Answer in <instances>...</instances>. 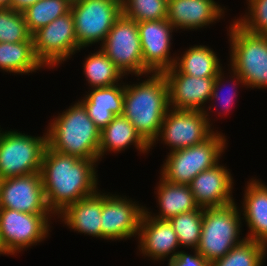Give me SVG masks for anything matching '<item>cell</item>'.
Here are the masks:
<instances>
[{"instance_id":"cell-12","label":"cell","mask_w":267,"mask_h":266,"mask_svg":"<svg viewBox=\"0 0 267 266\" xmlns=\"http://www.w3.org/2000/svg\"><path fill=\"white\" fill-rule=\"evenodd\" d=\"M207 112L169 108L156 140L164 141L170 152L203 142L214 132Z\"/></svg>"},{"instance_id":"cell-27","label":"cell","mask_w":267,"mask_h":266,"mask_svg":"<svg viewBox=\"0 0 267 266\" xmlns=\"http://www.w3.org/2000/svg\"><path fill=\"white\" fill-rule=\"evenodd\" d=\"M83 65L86 80L91 88L116 85L124 76L101 49L89 54Z\"/></svg>"},{"instance_id":"cell-31","label":"cell","mask_w":267,"mask_h":266,"mask_svg":"<svg viewBox=\"0 0 267 266\" xmlns=\"http://www.w3.org/2000/svg\"><path fill=\"white\" fill-rule=\"evenodd\" d=\"M122 14L136 22L167 18L168 0H121Z\"/></svg>"},{"instance_id":"cell-25","label":"cell","mask_w":267,"mask_h":266,"mask_svg":"<svg viewBox=\"0 0 267 266\" xmlns=\"http://www.w3.org/2000/svg\"><path fill=\"white\" fill-rule=\"evenodd\" d=\"M179 57H175L173 68L181 74L194 77H216L222 70L215 51L205 45H194Z\"/></svg>"},{"instance_id":"cell-37","label":"cell","mask_w":267,"mask_h":266,"mask_svg":"<svg viewBox=\"0 0 267 266\" xmlns=\"http://www.w3.org/2000/svg\"><path fill=\"white\" fill-rule=\"evenodd\" d=\"M11 0H0V9L1 8H10Z\"/></svg>"},{"instance_id":"cell-6","label":"cell","mask_w":267,"mask_h":266,"mask_svg":"<svg viewBox=\"0 0 267 266\" xmlns=\"http://www.w3.org/2000/svg\"><path fill=\"white\" fill-rule=\"evenodd\" d=\"M226 141L222 133L214 131L201 143L170 152L162 166L161 178L171 183L189 185L200 172L219 163Z\"/></svg>"},{"instance_id":"cell-19","label":"cell","mask_w":267,"mask_h":266,"mask_svg":"<svg viewBox=\"0 0 267 266\" xmlns=\"http://www.w3.org/2000/svg\"><path fill=\"white\" fill-rule=\"evenodd\" d=\"M224 10L214 0H168L166 19L174 29H198L218 21Z\"/></svg>"},{"instance_id":"cell-29","label":"cell","mask_w":267,"mask_h":266,"mask_svg":"<svg viewBox=\"0 0 267 266\" xmlns=\"http://www.w3.org/2000/svg\"><path fill=\"white\" fill-rule=\"evenodd\" d=\"M266 250L265 244L245 239L224 257L212 262L210 266H261L267 253Z\"/></svg>"},{"instance_id":"cell-36","label":"cell","mask_w":267,"mask_h":266,"mask_svg":"<svg viewBox=\"0 0 267 266\" xmlns=\"http://www.w3.org/2000/svg\"><path fill=\"white\" fill-rule=\"evenodd\" d=\"M41 0H11L10 9L23 13L31 5L39 2Z\"/></svg>"},{"instance_id":"cell-24","label":"cell","mask_w":267,"mask_h":266,"mask_svg":"<svg viewBox=\"0 0 267 266\" xmlns=\"http://www.w3.org/2000/svg\"><path fill=\"white\" fill-rule=\"evenodd\" d=\"M156 188L157 201L161 212L151 217L169 220L174 216L194 211L199 207L194 200L189 185L171 183L160 177L158 187Z\"/></svg>"},{"instance_id":"cell-13","label":"cell","mask_w":267,"mask_h":266,"mask_svg":"<svg viewBox=\"0 0 267 266\" xmlns=\"http://www.w3.org/2000/svg\"><path fill=\"white\" fill-rule=\"evenodd\" d=\"M0 208L31 214H53L47 206L40 172L2 179Z\"/></svg>"},{"instance_id":"cell-23","label":"cell","mask_w":267,"mask_h":266,"mask_svg":"<svg viewBox=\"0 0 267 266\" xmlns=\"http://www.w3.org/2000/svg\"><path fill=\"white\" fill-rule=\"evenodd\" d=\"M129 145H135L142 153H147L151 148L127 118L123 115L114 116L113 120L101 131L99 160L106 151L117 153Z\"/></svg>"},{"instance_id":"cell-33","label":"cell","mask_w":267,"mask_h":266,"mask_svg":"<svg viewBox=\"0 0 267 266\" xmlns=\"http://www.w3.org/2000/svg\"><path fill=\"white\" fill-rule=\"evenodd\" d=\"M247 1V15L236 19V22L249 33L267 35V0Z\"/></svg>"},{"instance_id":"cell-20","label":"cell","mask_w":267,"mask_h":266,"mask_svg":"<svg viewBox=\"0 0 267 266\" xmlns=\"http://www.w3.org/2000/svg\"><path fill=\"white\" fill-rule=\"evenodd\" d=\"M92 88L80 102L90 119L102 131L117 115H123L124 85Z\"/></svg>"},{"instance_id":"cell-32","label":"cell","mask_w":267,"mask_h":266,"mask_svg":"<svg viewBox=\"0 0 267 266\" xmlns=\"http://www.w3.org/2000/svg\"><path fill=\"white\" fill-rule=\"evenodd\" d=\"M33 41L24 16L10 8L0 9V42Z\"/></svg>"},{"instance_id":"cell-26","label":"cell","mask_w":267,"mask_h":266,"mask_svg":"<svg viewBox=\"0 0 267 266\" xmlns=\"http://www.w3.org/2000/svg\"><path fill=\"white\" fill-rule=\"evenodd\" d=\"M42 67L35 55L33 41L0 42V68L5 72L28 74Z\"/></svg>"},{"instance_id":"cell-1","label":"cell","mask_w":267,"mask_h":266,"mask_svg":"<svg viewBox=\"0 0 267 266\" xmlns=\"http://www.w3.org/2000/svg\"><path fill=\"white\" fill-rule=\"evenodd\" d=\"M99 159H82L52 150L44 151L40 175L48 208L53 215L68 205L98 191L96 164Z\"/></svg>"},{"instance_id":"cell-10","label":"cell","mask_w":267,"mask_h":266,"mask_svg":"<svg viewBox=\"0 0 267 266\" xmlns=\"http://www.w3.org/2000/svg\"><path fill=\"white\" fill-rule=\"evenodd\" d=\"M100 49L123 73L135 76L150 74L143 66V57L137 22L121 15L107 34Z\"/></svg>"},{"instance_id":"cell-22","label":"cell","mask_w":267,"mask_h":266,"mask_svg":"<svg viewBox=\"0 0 267 266\" xmlns=\"http://www.w3.org/2000/svg\"><path fill=\"white\" fill-rule=\"evenodd\" d=\"M102 194L100 191L68 205L58 217L74 231L102 238ZM60 215V216H59Z\"/></svg>"},{"instance_id":"cell-21","label":"cell","mask_w":267,"mask_h":266,"mask_svg":"<svg viewBox=\"0 0 267 266\" xmlns=\"http://www.w3.org/2000/svg\"><path fill=\"white\" fill-rule=\"evenodd\" d=\"M252 178L246 186L243 199V213L250 232L246 239L258 241L267 246V186Z\"/></svg>"},{"instance_id":"cell-14","label":"cell","mask_w":267,"mask_h":266,"mask_svg":"<svg viewBox=\"0 0 267 266\" xmlns=\"http://www.w3.org/2000/svg\"><path fill=\"white\" fill-rule=\"evenodd\" d=\"M102 192V238L123 240L138 235L145 207L119 195Z\"/></svg>"},{"instance_id":"cell-16","label":"cell","mask_w":267,"mask_h":266,"mask_svg":"<svg viewBox=\"0 0 267 266\" xmlns=\"http://www.w3.org/2000/svg\"><path fill=\"white\" fill-rule=\"evenodd\" d=\"M163 75L168 84L169 108L206 111L204 107L210 101L216 77L188 76L178 73L173 67Z\"/></svg>"},{"instance_id":"cell-18","label":"cell","mask_w":267,"mask_h":266,"mask_svg":"<svg viewBox=\"0 0 267 266\" xmlns=\"http://www.w3.org/2000/svg\"><path fill=\"white\" fill-rule=\"evenodd\" d=\"M147 210L145 208L139 225V250L154 261L169 255V260H172L178 253L175 249L180 247L177 234L168 220L151 217L152 213Z\"/></svg>"},{"instance_id":"cell-11","label":"cell","mask_w":267,"mask_h":266,"mask_svg":"<svg viewBox=\"0 0 267 266\" xmlns=\"http://www.w3.org/2000/svg\"><path fill=\"white\" fill-rule=\"evenodd\" d=\"M32 38L37 59L49 68L58 66L81 49L71 11L36 31Z\"/></svg>"},{"instance_id":"cell-8","label":"cell","mask_w":267,"mask_h":266,"mask_svg":"<svg viewBox=\"0 0 267 266\" xmlns=\"http://www.w3.org/2000/svg\"><path fill=\"white\" fill-rule=\"evenodd\" d=\"M71 12L77 44L81 47L104 42L122 15L121 0H73Z\"/></svg>"},{"instance_id":"cell-7","label":"cell","mask_w":267,"mask_h":266,"mask_svg":"<svg viewBox=\"0 0 267 266\" xmlns=\"http://www.w3.org/2000/svg\"><path fill=\"white\" fill-rule=\"evenodd\" d=\"M0 130V178L40 172L47 133L42 137L25 135L17 131Z\"/></svg>"},{"instance_id":"cell-4","label":"cell","mask_w":267,"mask_h":266,"mask_svg":"<svg viewBox=\"0 0 267 266\" xmlns=\"http://www.w3.org/2000/svg\"><path fill=\"white\" fill-rule=\"evenodd\" d=\"M230 65L249 88H267V35L246 31L235 20L229 26Z\"/></svg>"},{"instance_id":"cell-17","label":"cell","mask_w":267,"mask_h":266,"mask_svg":"<svg viewBox=\"0 0 267 266\" xmlns=\"http://www.w3.org/2000/svg\"><path fill=\"white\" fill-rule=\"evenodd\" d=\"M228 170L218 163L192 179L189 186L199 207H224L235 202L232 197L233 177Z\"/></svg>"},{"instance_id":"cell-5","label":"cell","mask_w":267,"mask_h":266,"mask_svg":"<svg viewBox=\"0 0 267 266\" xmlns=\"http://www.w3.org/2000/svg\"><path fill=\"white\" fill-rule=\"evenodd\" d=\"M239 211L235 202L224 207L203 208L202 232L197 251L209 264L224 257L246 239H239L242 218Z\"/></svg>"},{"instance_id":"cell-30","label":"cell","mask_w":267,"mask_h":266,"mask_svg":"<svg viewBox=\"0 0 267 266\" xmlns=\"http://www.w3.org/2000/svg\"><path fill=\"white\" fill-rule=\"evenodd\" d=\"M177 234L180 247L197 249L202 232L203 208L181 213L168 220Z\"/></svg>"},{"instance_id":"cell-35","label":"cell","mask_w":267,"mask_h":266,"mask_svg":"<svg viewBox=\"0 0 267 266\" xmlns=\"http://www.w3.org/2000/svg\"><path fill=\"white\" fill-rule=\"evenodd\" d=\"M168 261V266H210L206 259L198 253L197 249H194V255L178 251L177 256Z\"/></svg>"},{"instance_id":"cell-15","label":"cell","mask_w":267,"mask_h":266,"mask_svg":"<svg viewBox=\"0 0 267 266\" xmlns=\"http://www.w3.org/2000/svg\"><path fill=\"white\" fill-rule=\"evenodd\" d=\"M143 66L149 73L172 68L176 58L169 57L174 27L167 19L137 22Z\"/></svg>"},{"instance_id":"cell-38","label":"cell","mask_w":267,"mask_h":266,"mask_svg":"<svg viewBox=\"0 0 267 266\" xmlns=\"http://www.w3.org/2000/svg\"><path fill=\"white\" fill-rule=\"evenodd\" d=\"M0 254L5 255L4 252L2 251L1 245H0Z\"/></svg>"},{"instance_id":"cell-28","label":"cell","mask_w":267,"mask_h":266,"mask_svg":"<svg viewBox=\"0 0 267 266\" xmlns=\"http://www.w3.org/2000/svg\"><path fill=\"white\" fill-rule=\"evenodd\" d=\"M73 0H41L22 14L31 35L71 11Z\"/></svg>"},{"instance_id":"cell-9","label":"cell","mask_w":267,"mask_h":266,"mask_svg":"<svg viewBox=\"0 0 267 266\" xmlns=\"http://www.w3.org/2000/svg\"><path fill=\"white\" fill-rule=\"evenodd\" d=\"M49 216L0 208V245L4 254L15 255L42 242L49 234Z\"/></svg>"},{"instance_id":"cell-2","label":"cell","mask_w":267,"mask_h":266,"mask_svg":"<svg viewBox=\"0 0 267 266\" xmlns=\"http://www.w3.org/2000/svg\"><path fill=\"white\" fill-rule=\"evenodd\" d=\"M150 75L142 83L124 85L123 116L152 147L169 109V96L163 73Z\"/></svg>"},{"instance_id":"cell-3","label":"cell","mask_w":267,"mask_h":266,"mask_svg":"<svg viewBox=\"0 0 267 266\" xmlns=\"http://www.w3.org/2000/svg\"><path fill=\"white\" fill-rule=\"evenodd\" d=\"M53 120L46 131L47 145L52 150L82 159H99L101 131L80 101Z\"/></svg>"},{"instance_id":"cell-34","label":"cell","mask_w":267,"mask_h":266,"mask_svg":"<svg viewBox=\"0 0 267 266\" xmlns=\"http://www.w3.org/2000/svg\"><path fill=\"white\" fill-rule=\"evenodd\" d=\"M233 73V76H232V80H230V82L232 81V84L234 86H232L233 88L232 89H235L238 84H242L245 86V83L243 81V79L240 77V75H238L234 70L231 71ZM224 75L222 70L217 74L216 78H215V82H214V85H213V91L211 93V97H210V100H214L215 102H217L219 100V103L220 101L222 102V108L227 112H229L232 108L231 106L233 105V102H234V97L235 95L237 94L236 91H234L235 93L233 92H230L229 94H227V96L223 97V94L221 95L220 94V89H222V84L223 83V80H224ZM234 78H236V80L234 81ZM236 82V83H235ZM230 85V84H229ZM222 86V87H221ZM221 87V88H220ZM223 90V89H222ZM220 91V92H219ZM233 94V95H232ZM230 109V110H229Z\"/></svg>"}]
</instances>
